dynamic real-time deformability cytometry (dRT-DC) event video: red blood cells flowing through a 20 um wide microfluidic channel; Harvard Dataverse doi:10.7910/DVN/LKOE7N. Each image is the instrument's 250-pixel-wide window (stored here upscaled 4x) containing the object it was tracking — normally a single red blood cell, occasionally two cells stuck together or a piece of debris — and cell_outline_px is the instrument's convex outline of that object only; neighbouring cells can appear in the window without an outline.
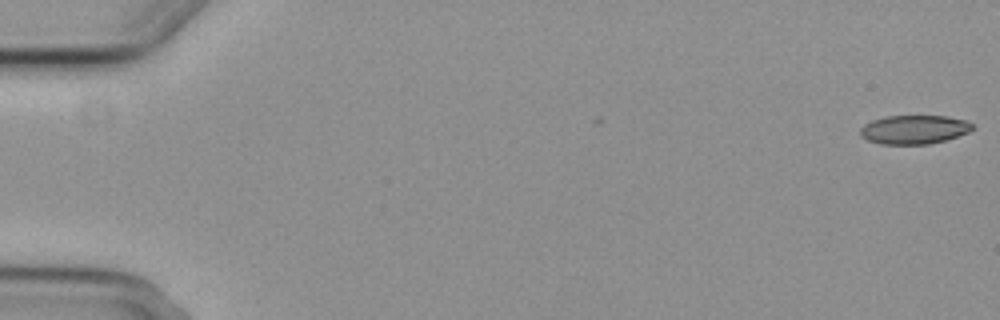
{"species": "common noctule bat (a hibernating species)", "species_latin": "Nyctalus noctula", "temperature_condition": "cold", "stored_images_in_passage": 6, "camera_frame_rate_fps": 3000, "um_per_image_px": 0.085, "animal": {"sex": "female", "body_mass_g": 29.2, "forearm_length_mm": 56.3}, "frame": {"image": 1, "passage_image": 1, "time_ms": 0.0, "image_size_px": [1000, 320], "cell_outline_px": [[972, 128], [968, 132], [944, 140], [928, 144], [880, 144], [868, 140], [860, 136], [860, 128], [864, 124], [872, 120], [884, 116], [948, 116], [968, 120], [972, 124]], "centroid_in_image_um": [77.67, 11.0], "position_along_channel_um": 7.3, "area_um2": 18.84}}